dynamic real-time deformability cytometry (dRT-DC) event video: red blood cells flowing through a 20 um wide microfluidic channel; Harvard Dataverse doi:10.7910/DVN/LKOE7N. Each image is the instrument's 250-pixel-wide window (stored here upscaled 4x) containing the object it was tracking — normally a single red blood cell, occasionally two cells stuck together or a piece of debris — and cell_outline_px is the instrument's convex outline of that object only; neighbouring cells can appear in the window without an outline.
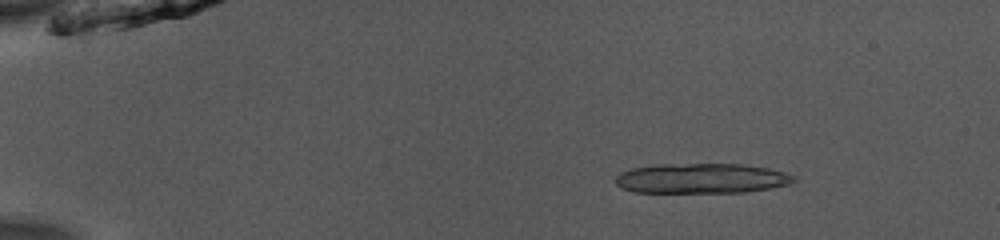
{"species": "common noctule bat (a hibernating species)", "species_latin": "Nyctalus noctula", "temperature_condition": "room temperature", "stored_images_in_passage": 18, "camera_frame_rate_fps": 3000, "um_per_image_px": 0.085, "animal": {"sex": "male", "body_mass_g": 13.0, "forearm_length_mm": 53.1}, "frame": {"image": 1, "passage_image": 8, "time_ms": 2.333, "image_size_px": [1000, 240], "cell_outline_px": [[796, 180], [788, 184], [772, 188], [744, 192], [636, 192], [620, 188], [616, 184], [616, 176], [620, 172], [632, 168], [656, 164], [744, 164], [768, 168], [784, 172], [796, 176]], "centroid_in_image_um": [59.63, 15.16], "position_along_channel_um": 25.4, "area_um2": 31.27}}